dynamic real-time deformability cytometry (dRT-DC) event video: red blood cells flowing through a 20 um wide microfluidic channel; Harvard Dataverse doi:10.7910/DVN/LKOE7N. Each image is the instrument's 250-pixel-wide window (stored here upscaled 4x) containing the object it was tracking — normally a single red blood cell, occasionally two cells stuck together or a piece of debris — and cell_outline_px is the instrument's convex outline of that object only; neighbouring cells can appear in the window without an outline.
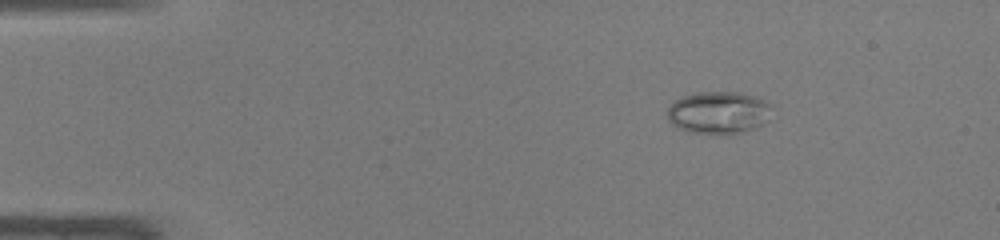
{"species": "common noctule bat (a hibernating species)", "species_latin": "Nyctalus noctula", "temperature_condition": "warm", "stored_images_in_passage": 41, "camera_frame_rate_fps": 3000, "um_per_image_px": 0.085, "animal": {"sex": "male", "body_mass_g": 19.0, "forearm_length_mm": 50.8}, "frame": {"image": 1, "passage_image": 1, "time_ms": 0.0, "image_size_px": [1000, 240], "cell_outline_px": [[768, 120], [744, 132], [688, 132], [680, 128], [668, 120], [668, 108], [680, 96], [696, 92], [740, 92], [756, 96], [764, 100], [768, 104]], "centroid_in_image_um": [61.04, 9.53], "position_along_channel_um": 24.0, "area_um2": 25.09}}
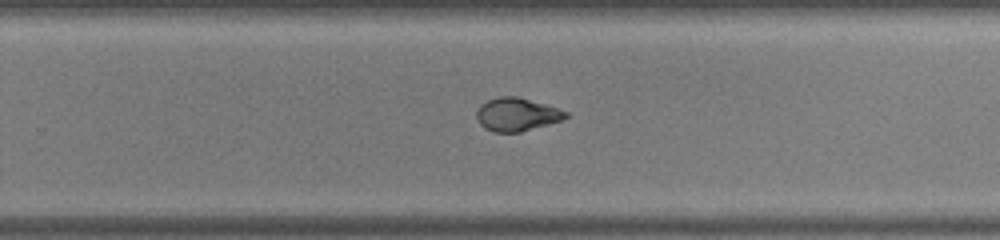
{"frame": {"image": 2, "passage_image": 25, "time_ms": 8.0, "image_size_px": [1000, 240], "cell_outline_px": [[568, 116], [564, 120], [520, 132], [496, 132], [484, 128], [480, 124], [476, 116], [476, 112], [480, 104], [488, 100], [500, 96], [516, 96], [544, 104], [568, 112]], "centroid_in_image_um": [43.92, 9.73], "position_along_channel_um": 285.9, "area_um2": 17.17}}
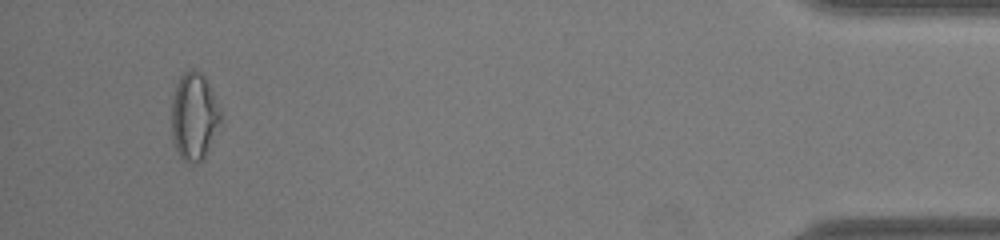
{"frame": {"image": 3, "passage_image": 39, "time_ms": 12.667, "image_size_px": [1000, 240], "cell_outline_px": [[220, 120], [204, 160], [196, 164], [184, 160], [180, 156], [172, 140], [172, 96], [176, 84], [180, 76], [188, 68], [192, 68], [200, 72], [204, 76], [212, 92], [220, 112]], "centroid_in_image_um": [16.46, 9.89], "position_along_channel_um": 418.7, "area_um2": 24.74}, "authors_computed_cell_mechanics": {"area_um2": 19.0162, "velocity_mm_per_s": 4.296, "shape_relaxation_time_tau1_ms": 6.542, "shape_relaxation_time_tau2_ms": 1.3394, "deformation_change_tau1": 0.2744, "deformation_change_tau2": 0.0265}}